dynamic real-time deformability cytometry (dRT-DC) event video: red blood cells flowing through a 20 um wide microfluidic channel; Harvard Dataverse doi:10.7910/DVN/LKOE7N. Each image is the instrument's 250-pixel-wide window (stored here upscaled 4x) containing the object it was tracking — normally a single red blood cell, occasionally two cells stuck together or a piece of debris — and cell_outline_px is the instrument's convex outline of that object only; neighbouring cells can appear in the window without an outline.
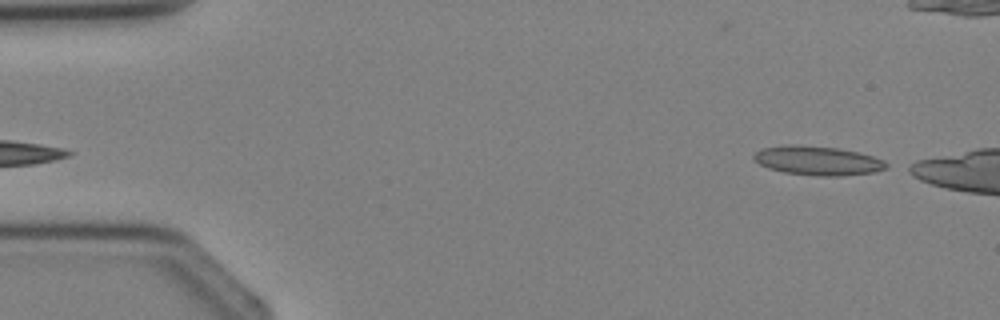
{"species": "Egyptian fruit bat (a non-hibernating species)", "species_latin": "Rousettus aegyptiacus", "temperature_condition": "cold", "stored_images_in_passage": 3, "segment_of_instrument_passage": [2, 2], "camera_frame_rate_fps": 3000, "um_per_image_px": 0.085, "animal": {"sex": "female"}, "frame": {"image": 1, "passage_image": 3, "time_ms": 2.333, "image_size_px": [1000, 320], "cell_outline_px": [[892, 164], [888, 168], [876, 172], [840, 176], [820, 176], [784, 172], [768, 168], [760, 164], [752, 156], [760, 148], [784, 144], [792, 144], [836, 148], [856, 152], [872, 156], [884, 160]], "centroid_in_image_um": [69.53, 13.65], "position_along_channel_um": 15.5, "area_um2": 22.6}}